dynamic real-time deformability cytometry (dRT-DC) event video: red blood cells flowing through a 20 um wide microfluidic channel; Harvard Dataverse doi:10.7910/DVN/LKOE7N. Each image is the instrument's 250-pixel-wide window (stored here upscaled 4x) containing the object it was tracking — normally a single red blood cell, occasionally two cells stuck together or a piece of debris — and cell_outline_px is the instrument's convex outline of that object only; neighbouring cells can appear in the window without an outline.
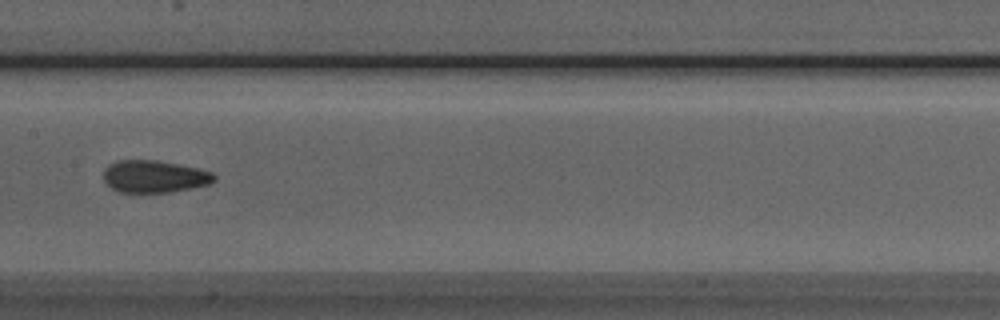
{"species": "Egyptian fruit bat (a non-hibernating species)", "species_latin": "Rousettus aegyptiacus", "temperature_condition": "room temperature", "stored_images_in_passage": 8, "camera_frame_rate_fps": 3000, "um_per_image_px": 0.085, "animal": {"sex": "male"}, "frame": {"image": 1, "passage_image": 7, "time_ms": 7.0, "image_size_px": [1000, 320], "cell_outline_px": [[216, 180], [208, 184], [168, 192], [120, 192], [112, 188], [104, 180], [104, 168], [108, 164], [116, 160], [156, 160], [196, 168], [212, 172], [216, 176]], "centroid_in_image_um": [13.08, 14.99], "position_along_channel_um": 194.3, "area_um2": 20.58}}
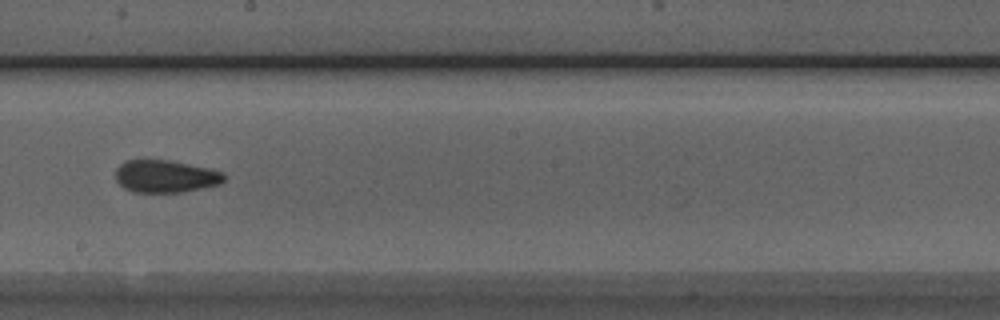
{"frame": {"image": 2, "passage_image": 8, "time_ms": 8.0, "image_size_px": [1000, 320], "cell_outline_px": [[224, 180], [220, 184], [184, 192], [132, 192], [124, 188], [116, 180], [116, 168], [124, 160], [168, 160], [208, 168], [224, 172]], "centroid_in_image_um": [14.05, 14.99], "position_along_channel_um": 234.2, "area_um2": 20.52}}